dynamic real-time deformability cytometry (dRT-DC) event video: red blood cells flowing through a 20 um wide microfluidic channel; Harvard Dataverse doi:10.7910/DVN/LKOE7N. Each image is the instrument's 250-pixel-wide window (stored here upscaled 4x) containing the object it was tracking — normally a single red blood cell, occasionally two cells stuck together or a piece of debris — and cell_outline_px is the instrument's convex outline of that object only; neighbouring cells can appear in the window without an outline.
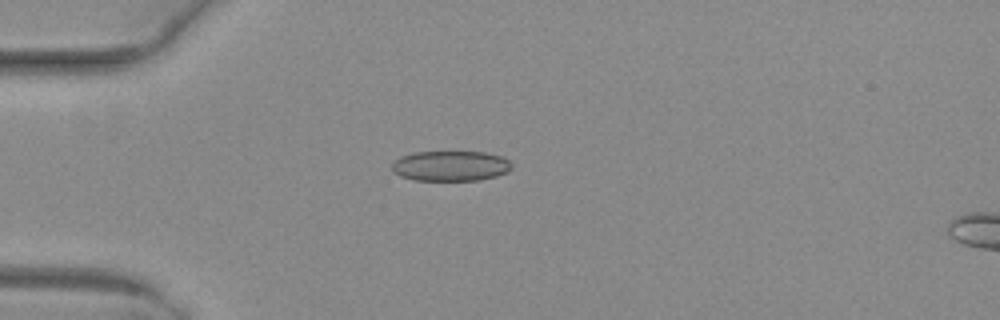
{"species": "common noctule bat (a hibernating species)", "species_latin": "Nyctalus noctula", "temperature_condition": "warm", "stored_images_in_passage": 38, "camera_frame_rate_fps": 3000, "um_per_image_px": 0.085, "animal": {"sex": "female", "body_mass_g": 29.2, "forearm_length_mm": 56.3}, "frame": {"image": 1, "passage_image": 1, "time_ms": 0.0, "image_size_px": [1000, 320], "cell_outline_px": [[512, 168], [508, 172], [496, 176], [480, 180], [416, 180], [400, 176], [392, 172], [392, 164], [400, 156], [412, 152], [484, 152], [504, 156], [512, 164]], "centroid_in_image_um": [38.31, 14.1], "position_along_channel_um": 46.7, "area_um2": 21.27}}
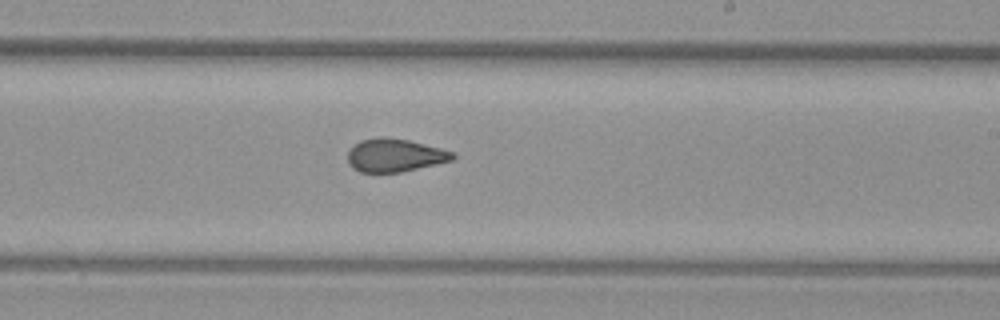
{"frame": {"image": 2, "passage_image": 18, "time_ms": 5.667, "image_size_px": [1000, 320], "cell_outline_px": [[456, 156], [452, 160], [400, 172], [360, 172], [352, 168], [348, 164], [348, 152], [360, 140], [384, 136], [408, 140], [440, 148], [452, 152]], "centroid_in_image_um": [33.53, 13.2], "position_along_channel_um": 255.5, "area_um2": 20.0}}
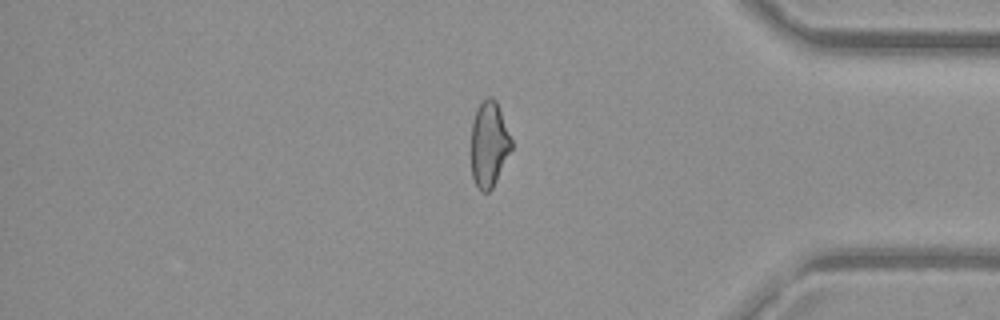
{"frame": {"image": 3, "passage_image": 30, "time_ms": 9.667, "image_size_px": [1000, 320], "cell_outline_px": [[512, 148], [492, 188], [488, 192], [480, 192], [472, 176], [472, 120], [476, 108], [488, 96], [492, 96], [496, 100], [512, 140]], "centroid_in_image_um": [41.56, 12.24], "position_along_channel_um": 393.6, "area_um2": 19.88}, "authors_computed_cell_mechanics": {"area_um2": 20.7502, "velocity_mm_per_s": 4.053, "shape_relaxation_time_tau1_ms": null, "shape_relaxation_time_tau2_ms": 1.3441, "deformation_change_tau1": null, "deformation_change_tau2": 0.0788}}